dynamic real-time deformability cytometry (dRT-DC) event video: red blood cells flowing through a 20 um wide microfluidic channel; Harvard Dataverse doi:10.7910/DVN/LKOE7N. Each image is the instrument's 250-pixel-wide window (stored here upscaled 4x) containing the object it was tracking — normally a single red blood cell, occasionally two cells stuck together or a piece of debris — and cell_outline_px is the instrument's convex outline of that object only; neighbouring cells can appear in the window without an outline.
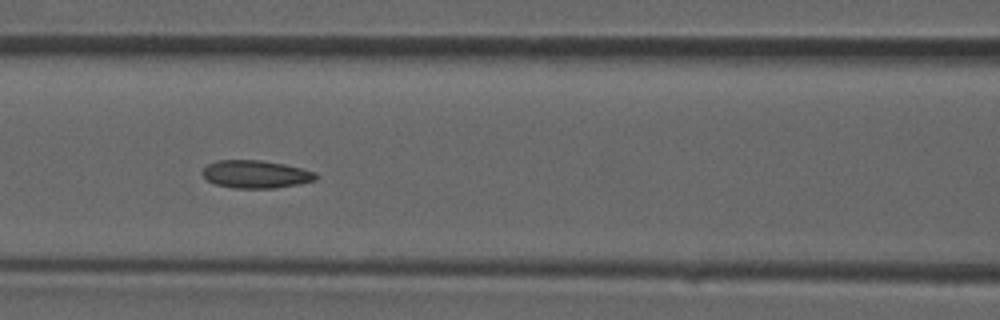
{"species": "common noctule bat (a hibernating species)", "species_latin": "Nyctalus noctula", "temperature_condition": "room temperature", "stored_images_in_passage": 41, "camera_frame_rate_fps": 3000, "um_per_image_px": 0.085, "animal": {"sex": "male", "forearm_length_mm": 52.5}, "frame": {"image": 1, "passage_image": 18, "time_ms": 5.667, "image_size_px": [1000, 320], "cell_outline_px": [[320, 176], [316, 180], [300, 184], [272, 188], [232, 188], [216, 184], [208, 180], [200, 172], [208, 164], [216, 160], [260, 160], [284, 164], [316, 172]], "centroid_in_image_um": [21.76, 14.81], "position_along_channel_um": 144.8, "area_um2": 18.44}}
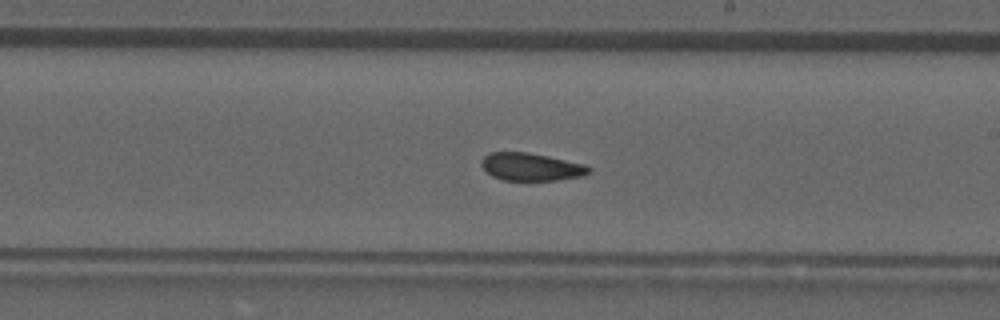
{"frame": {"image": 2, "passage_image": 24, "time_ms": 7.667, "image_size_px": [1000, 320], "cell_outline_px": [[592, 168], [584, 176], [560, 180], [504, 180], [492, 176], [480, 164], [480, 160], [488, 152], [528, 152], [548, 156], [584, 164]], "centroid_in_image_um": [45.13, 14.18], "position_along_channel_um": 243.9, "area_um2": 17.4}}